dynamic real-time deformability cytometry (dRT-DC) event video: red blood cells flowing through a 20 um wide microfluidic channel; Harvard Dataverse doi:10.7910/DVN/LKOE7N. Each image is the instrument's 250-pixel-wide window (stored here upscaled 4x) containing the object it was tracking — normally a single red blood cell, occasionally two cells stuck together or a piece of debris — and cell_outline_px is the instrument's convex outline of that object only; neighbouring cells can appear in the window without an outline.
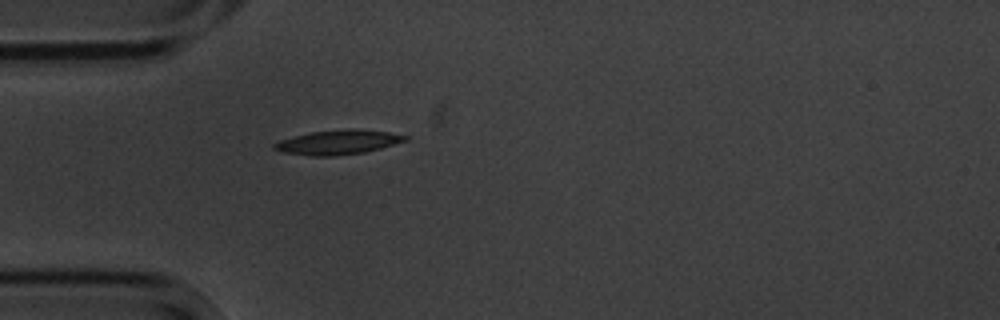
{"species": "common noctule bat (a hibernating species)", "species_latin": "Nyctalus noctula", "temperature_condition": "cold", "stored_images_in_passage": 1, "camera_frame_rate_fps": 3000, "um_per_image_px": 0.085, "animal": {"sex": "male", "body_mass_g": 20.1, "forearm_length_mm": 53.5}, "frame": {"image": 1, "passage_image": 1, "time_ms": 0.0, "image_size_px": [1000, 320], "cell_outline_px": [[408, 140], [380, 148], [364, 152], [332, 156], [312, 156], [284, 152], [272, 148], [272, 144], [280, 140], [312, 132], [352, 128], [388, 132], [408, 136]], "centroid_in_image_um": [28.74, 12.09], "position_along_channel_um": 56.3, "area_um2": 18.38}}